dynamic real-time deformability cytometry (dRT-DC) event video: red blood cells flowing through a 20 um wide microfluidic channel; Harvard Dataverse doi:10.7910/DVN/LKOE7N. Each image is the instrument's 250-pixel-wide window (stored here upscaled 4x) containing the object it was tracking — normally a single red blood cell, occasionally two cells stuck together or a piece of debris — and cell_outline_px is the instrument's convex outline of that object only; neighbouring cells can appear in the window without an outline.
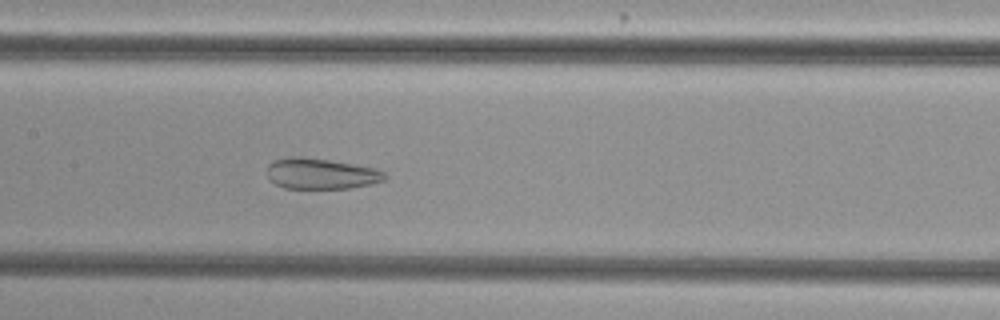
{"species": "common noctule bat (a hibernating species)", "species_latin": "Nyctalus noctula", "temperature_condition": "cold", "stored_images_in_passage": 51, "camera_frame_rate_fps": 3000, "um_per_image_px": 0.085, "animal": {"sex": "female", "body_mass_g": 29.2, "forearm_length_mm": 56.3}, "frame": {"image": 1, "passage_image": 24, "time_ms": 7.667, "image_size_px": [1000, 320], "cell_outline_px": [[388, 176], [384, 180], [372, 184], [348, 188], [284, 188], [268, 180], [268, 164], [276, 160], [288, 156], [300, 156], [328, 160], [376, 168], [384, 172]], "centroid_in_image_um": [27.28, 14.76], "position_along_channel_um": 180.1, "area_um2": 21.1}}
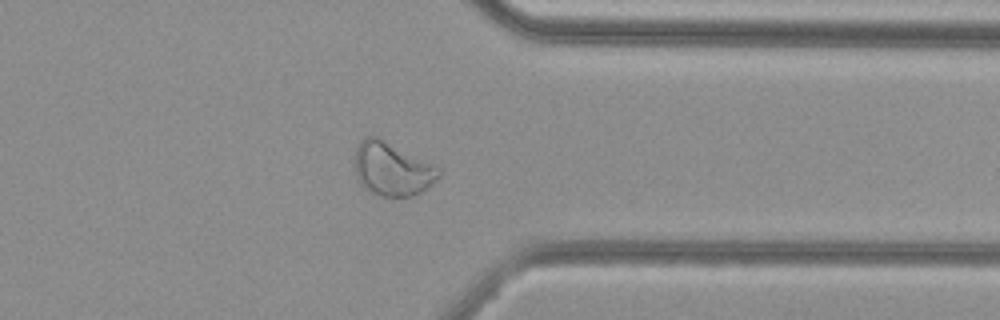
{"frame": {"image": 2, "passage_image": 40, "time_ms": 13.0, "image_size_px": [1000, 320], "cell_outline_px": [[440, 176], [432, 184], [420, 192], [412, 196], [380, 196], [364, 188], [360, 184], [356, 176], [356, 148], [360, 140], [364, 136], [380, 136], [440, 168]], "centroid_in_image_um": [33.32, 14.34], "position_along_channel_um": 378.1, "area_um2": 26.24}}
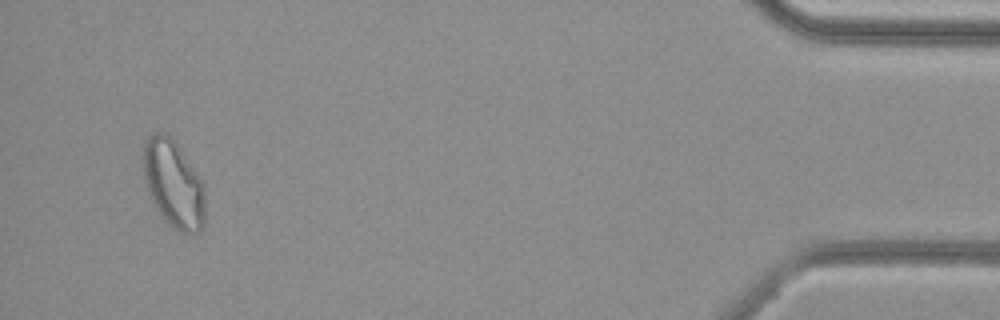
{"frame": {"image": 3, "passage_image": 49, "time_ms": 16.0, "image_size_px": [1000, 320], "cell_outline_px": [[204, 228], [200, 232], [192, 236], [188, 236], [172, 228], [168, 224], [156, 208], [148, 196], [144, 180], [144, 144], [148, 136], [152, 132], [168, 132], [204, 180]], "centroid_in_image_um": [14.77, 15.66], "position_along_channel_um": 420.4, "area_um2": 32.43}, "authors_computed_cell_mechanics": {"area_um2": 28.7844, "velocity_mm_per_s": 3.7881, "shape_relaxation_time_tau1_ms": null, "shape_relaxation_time_tau2_ms": 1.5628, "deformation_change_tau1": null, "deformation_change_tau2": 0.0821}}